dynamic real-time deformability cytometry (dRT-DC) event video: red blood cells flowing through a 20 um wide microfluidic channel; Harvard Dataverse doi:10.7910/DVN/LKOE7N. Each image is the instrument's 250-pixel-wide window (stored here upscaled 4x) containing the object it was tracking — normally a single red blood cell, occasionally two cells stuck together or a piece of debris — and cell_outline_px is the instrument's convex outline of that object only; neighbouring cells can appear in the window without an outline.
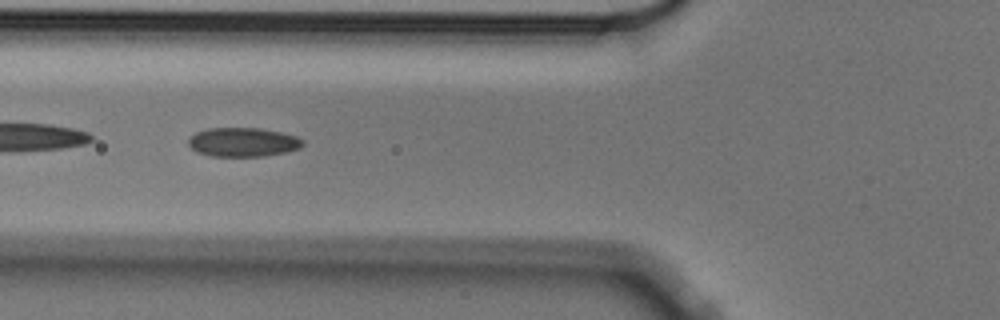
{"species": "Egyptian fruit bat (a non-hibernating species)", "species_latin": "Rousettus aegyptiacus", "temperature_condition": "cold", "stored_images_in_passage": 8, "camera_frame_rate_fps": 3000, "um_per_image_px": 0.085, "animal": {"sex": "male"}, "frame": {"image": 1, "passage_image": 6, "time_ms": 1.667, "image_size_px": [1000, 320], "cell_outline_px": [[304, 144], [300, 148], [284, 152], [264, 156], [212, 156], [196, 152], [188, 144], [188, 140], [196, 132], [208, 128], [260, 128], [280, 132], [296, 136], [304, 140]], "centroid_in_image_um": [20.65, 12.08], "position_along_channel_um": 105.1, "area_um2": 19.31}}
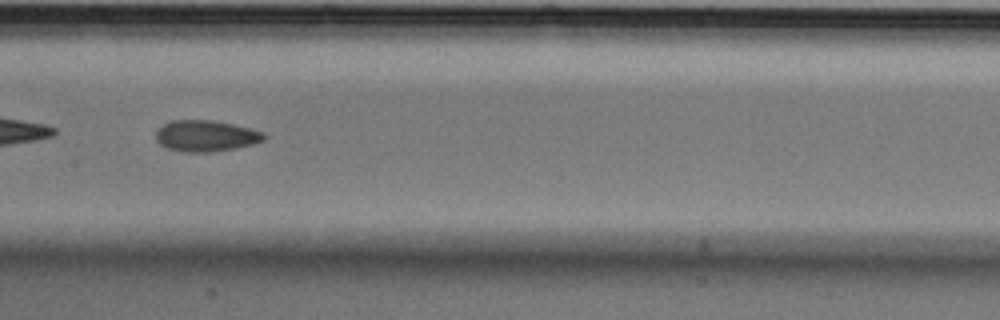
{"frame": {"image": 2, "passage_image": 8, "time_ms": 2.333, "image_size_px": [1000, 320], "cell_outline_px": [[268, 136], [264, 140], [256, 144], [236, 148], [208, 152], [184, 152], [168, 148], [160, 144], [156, 140], [156, 132], [164, 124], [172, 120], [212, 120], [232, 124], [264, 132]], "centroid_in_image_um": [17.53, 11.55], "position_along_channel_um": 189.9, "area_um2": 19.65}}